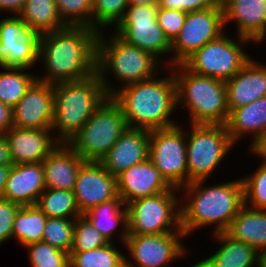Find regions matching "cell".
I'll use <instances>...</instances> for the list:
<instances>
[{
  "instance_id": "cell-1",
  "label": "cell",
  "mask_w": 266,
  "mask_h": 267,
  "mask_svg": "<svg viewBox=\"0 0 266 267\" xmlns=\"http://www.w3.org/2000/svg\"><path fill=\"white\" fill-rule=\"evenodd\" d=\"M98 34L84 26L40 34L38 60L45 74L36 76L37 80L56 84L83 80L96 73Z\"/></svg>"
},
{
  "instance_id": "cell-2",
  "label": "cell",
  "mask_w": 266,
  "mask_h": 267,
  "mask_svg": "<svg viewBox=\"0 0 266 267\" xmlns=\"http://www.w3.org/2000/svg\"><path fill=\"white\" fill-rule=\"evenodd\" d=\"M205 182L192 181L179 191L186 196H181L185 200L180 202L181 229L185 236L212 224L215 226L212 234L226 232L244 206L241 178L214 186H206Z\"/></svg>"
},
{
  "instance_id": "cell-3",
  "label": "cell",
  "mask_w": 266,
  "mask_h": 267,
  "mask_svg": "<svg viewBox=\"0 0 266 267\" xmlns=\"http://www.w3.org/2000/svg\"><path fill=\"white\" fill-rule=\"evenodd\" d=\"M167 76L132 83L111 96L121 107L128 128L155 129L177 125L170 119L177 107L176 82L170 67H165ZM175 121V122H174Z\"/></svg>"
},
{
  "instance_id": "cell-4",
  "label": "cell",
  "mask_w": 266,
  "mask_h": 267,
  "mask_svg": "<svg viewBox=\"0 0 266 267\" xmlns=\"http://www.w3.org/2000/svg\"><path fill=\"white\" fill-rule=\"evenodd\" d=\"M103 35L105 34L102 30L97 37L96 72L108 96H112L118 87L122 88L159 75L157 70L162 72L161 68L166 67L161 66V61L152 53L128 44L115 33L109 35V39L107 35ZM111 75L115 76L116 82H121V86L115 87L108 82Z\"/></svg>"
},
{
  "instance_id": "cell-5",
  "label": "cell",
  "mask_w": 266,
  "mask_h": 267,
  "mask_svg": "<svg viewBox=\"0 0 266 267\" xmlns=\"http://www.w3.org/2000/svg\"><path fill=\"white\" fill-rule=\"evenodd\" d=\"M54 110L51 130L60 143L68 144L108 97L99 75L53 84ZM58 137V138H57Z\"/></svg>"
},
{
  "instance_id": "cell-6",
  "label": "cell",
  "mask_w": 266,
  "mask_h": 267,
  "mask_svg": "<svg viewBox=\"0 0 266 267\" xmlns=\"http://www.w3.org/2000/svg\"><path fill=\"white\" fill-rule=\"evenodd\" d=\"M170 68L176 82L177 108L188 110L190 124L225 125L229 115L225 82L196 74L184 64Z\"/></svg>"
},
{
  "instance_id": "cell-7",
  "label": "cell",
  "mask_w": 266,
  "mask_h": 267,
  "mask_svg": "<svg viewBox=\"0 0 266 267\" xmlns=\"http://www.w3.org/2000/svg\"><path fill=\"white\" fill-rule=\"evenodd\" d=\"M127 128L120 105L108 96L68 145L84 161L99 162Z\"/></svg>"
},
{
  "instance_id": "cell-8",
  "label": "cell",
  "mask_w": 266,
  "mask_h": 267,
  "mask_svg": "<svg viewBox=\"0 0 266 267\" xmlns=\"http://www.w3.org/2000/svg\"><path fill=\"white\" fill-rule=\"evenodd\" d=\"M186 131L188 184L208 180L235 146L225 125L189 124Z\"/></svg>"
},
{
  "instance_id": "cell-9",
  "label": "cell",
  "mask_w": 266,
  "mask_h": 267,
  "mask_svg": "<svg viewBox=\"0 0 266 267\" xmlns=\"http://www.w3.org/2000/svg\"><path fill=\"white\" fill-rule=\"evenodd\" d=\"M177 188L126 204L128 234L173 233L181 229V195Z\"/></svg>"
},
{
  "instance_id": "cell-10",
  "label": "cell",
  "mask_w": 266,
  "mask_h": 267,
  "mask_svg": "<svg viewBox=\"0 0 266 267\" xmlns=\"http://www.w3.org/2000/svg\"><path fill=\"white\" fill-rule=\"evenodd\" d=\"M223 33L193 55L183 64L192 72L221 81L230 80L251 57L244 50L250 39L238 36V41Z\"/></svg>"
},
{
  "instance_id": "cell-11",
  "label": "cell",
  "mask_w": 266,
  "mask_h": 267,
  "mask_svg": "<svg viewBox=\"0 0 266 267\" xmlns=\"http://www.w3.org/2000/svg\"><path fill=\"white\" fill-rule=\"evenodd\" d=\"M157 10L158 5H129L123 19L114 27V33L165 64L166 59L162 58L171 54V42L157 22Z\"/></svg>"
},
{
  "instance_id": "cell-12",
  "label": "cell",
  "mask_w": 266,
  "mask_h": 267,
  "mask_svg": "<svg viewBox=\"0 0 266 267\" xmlns=\"http://www.w3.org/2000/svg\"><path fill=\"white\" fill-rule=\"evenodd\" d=\"M149 159L171 187L188 185L186 131L180 124L150 131Z\"/></svg>"
},
{
  "instance_id": "cell-13",
  "label": "cell",
  "mask_w": 266,
  "mask_h": 267,
  "mask_svg": "<svg viewBox=\"0 0 266 267\" xmlns=\"http://www.w3.org/2000/svg\"><path fill=\"white\" fill-rule=\"evenodd\" d=\"M224 28L226 27L221 2L208 9L188 12L179 35L171 43L172 57L167 58L166 66L183 64L205 44L222 35Z\"/></svg>"
},
{
  "instance_id": "cell-14",
  "label": "cell",
  "mask_w": 266,
  "mask_h": 267,
  "mask_svg": "<svg viewBox=\"0 0 266 267\" xmlns=\"http://www.w3.org/2000/svg\"><path fill=\"white\" fill-rule=\"evenodd\" d=\"M182 238H186L182 229L164 234H128L124 246L133 261L125 256V267H166L188 253Z\"/></svg>"
},
{
  "instance_id": "cell-15",
  "label": "cell",
  "mask_w": 266,
  "mask_h": 267,
  "mask_svg": "<svg viewBox=\"0 0 266 267\" xmlns=\"http://www.w3.org/2000/svg\"><path fill=\"white\" fill-rule=\"evenodd\" d=\"M40 34L18 15L0 20V67L30 69L38 61Z\"/></svg>"
},
{
  "instance_id": "cell-16",
  "label": "cell",
  "mask_w": 266,
  "mask_h": 267,
  "mask_svg": "<svg viewBox=\"0 0 266 267\" xmlns=\"http://www.w3.org/2000/svg\"><path fill=\"white\" fill-rule=\"evenodd\" d=\"M72 191L82 215L118 196L116 177L95 161H85L80 166Z\"/></svg>"
},
{
  "instance_id": "cell-17",
  "label": "cell",
  "mask_w": 266,
  "mask_h": 267,
  "mask_svg": "<svg viewBox=\"0 0 266 267\" xmlns=\"http://www.w3.org/2000/svg\"><path fill=\"white\" fill-rule=\"evenodd\" d=\"M54 110L53 84L35 80L12 108L13 126L51 129Z\"/></svg>"
},
{
  "instance_id": "cell-18",
  "label": "cell",
  "mask_w": 266,
  "mask_h": 267,
  "mask_svg": "<svg viewBox=\"0 0 266 267\" xmlns=\"http://www.w3.org/2000/svg\"><path fill=\"white\" fill-rule=\"evenodd\" d=\"M53 134L51 129H29L15 126L5 132L4 136L8 141L13 165L42 163L60 144Z\"/></svg>"
},
{
  "instance_id": "cell-19",
  "label": "cell",
  "mask_w": 266,
  "mask_h": 267,
  "mask_svg": "<svg viewBox=\"0 0 266 267\" xmlns=\"http://www.w3.org/2000/svg\"><path fill=\"white\" fill-rule=\"evenodd\" d=\"M116 183L118 195L125 205L172 188L149 158L122 171L116 176Z\"/></svg>"
},
{
  "instance_id": "cell-20",
  "label": "cell",
  "mask_w": 266,
  "mask_h": 267,
  "mask_svg": "<svg viewBox=\"0 0 266 267\" xmlns=\"http://www.w3.org/2000/svg\"><path fill=\"white\" fill-rule=\"evenodd\" d=\"M149 140V130L127 128L99 162L116 177L122 171L149 158Z\"/></svg>"
},
{
  "instance_id": "cell-21",
  "label": "cell",
  "mask_w": 266,
  "mask_h": 267,
  "mask_svg": "<svg viewBox=\"0 0 266 267\" xmlns=\"http://www.w3.org/2000/svg\"><path fill=\"white\" fill-rule=\"evenodd\" d=\"M225 86L229 112L265 97L266 65L251 58Z\"/></svg>"
},
{
  "instance_id": "cell-22",
  "label": "cell",
  "mask_w": 266,
  "mask_h": 267,
  "mask_svg": "<svg viewBox=\"0 0 266 267\" xmlns=\"http://www.w3.org/2000/svg\"><path fill=\"white\" fill-rule=\"evenodd\" d=\"M44 190L42 163L14 164L5 184L3 199L20 206L36 205Z\"/></svg>"
},
{
  "instance_id": "cell-23",
  "label": "cell",
  "mask_w": 266,
  "mask_h": 267,
  "mask_svg": "<svg viewBox=\"0 0 266 267\" xmlns=\"http://www.w3.org/2000/svg\"><path fill=\"white\" fill-rule=\"evenodd\" d=\"M224 10V26L234 21L237 37L253 43L264 41L266 0H221Z\"/></svg>"
},
{
  "instance_id": "cell-24",
  "label": "cell",
  "mask_w": 266,
  "mask_h": 267,
  "mask_svg": "<svg viewBox=\"0 0 266 267\" xmlns=\"http://www.w3.org/2000/svg\"><path fill=\"white\" fill-rule=\"evenodd\" d=\"M85 161L66 143H60L42 162L45 189L72 191Z\"/></svg>"
},
{
  "instance_id": "cell-25",
  "label": "cell",
  "mask_w": 266,
  "mask_h": 267,
  "mask_svg": "<svg viewBox=\"0 0 266 267\" xmlns=\"http://www.w3.org/2000/svg\"><path fill=\"white\" fill-rule=\"evenodd\" d=\"M227 132L234 144L251 134L253 143L266 132V96L232 109L225 123Z\"/></svg>"
},
{
  "instance_id": "cell-26",
  "label": "cell",
  "mask_w": 266,
  "mask_h": 267,
  "mask_svg": "<svg viewBox=\"0 0 266 267\" xmlns=\"http://www.w3.org/2000/svg\"><path fill=\"white\" fill-rule=\"evenodd\" d=\"M219 249L198 263L202 267H256L258 251L252 246L233 239L226 232L213 234Z\"/></svg>"
},
{
  "instance_id": "cell-27",
  "label": "cell",
  "mask_w": 266,
  "mask_h": 267,
  "mask_svg": "<svg viewBox=\"0 0 266 267\" xmlns=\"http://www.w3.org/2000/svg\"><path fill=\"white\" fill-rule=\"evenodd\" d=\"M83 216L108 240V242L113 241V236L116 233L117 227H122V232H119L121 235H119L118 238H121L124 245L128 237V222L126 205L121 196L118 195L110 201L95 206L84 213Z\"/></svg>"
},
{
  "instance_id": "cell-28",
  "label": "cell",
  "mask_w": 266,
  "mask_h": 267,
  "mask_svg": "<svg viewBox=\"0 0 266 267\" xmlns=\"http://www.w3.org/2000/svg\"><path fill=\"white\" fill-rule=\"evenodd\" d=\"M226 233L257 251L266 248V210L251 209L244 205L233 218Z\"/></svg>"
},
{
  "instance_id": "cell-29",
  "label": "cell",
  "mask_w": 266,
  "mask_h": 267,
  "mask_svg": "<svg viewBox=\"0 0 266 267\" xmlns=\"http://www.w3.org/2000/svg\"><path fill=\"white\" fill-rule=\"evenodd\" d=\"M18 16L39 34L66 27L57 12L55 0H26Z\"/></svg>"
},
{
  "instance_id": "cell-30",
  "label": "cell",
  "mask_w": 266,
  "mask_h": 267,
  "mask_svg": "<svg viewBox=\"0 0 266 267\" xmlns=\"http://www.w3.org/2000/svg\"><path fill=\"white\" fill-rule=\"evenodd\" d=\"M46 221V214L37 205L20 206L14 219L12 237L23 247L42 241Z\"/></svg>"
},
{
  "instance_id": "cell-31",
  "label": "cell",
  "mask_w": 266,
  "mask_h": 267,
  "mask_svg": "<svg viewBox=\"0 0 266 267\" xmlns=\"http://www.w3.org/2000/svg\"><path fill=\"white\" fill-rule=\"evenodd\" d=\"M38 208L52 218H77L80 213L73 191L45 189L36 203Z\"/></svg>"
},
{
  "instance_id": "cell-32",
  "label": "cell",
  "mask_w": 266,
  "mask_h": 267,
  "mask_svg": "<svg viewBox=\"0 0 266 267\" xmlns=\"http://www.w3.org/2000/svg\"><path fill=\"white\" fill-rule=\"evenodd\" d=\"M0 68L5 70L0 72V101L13 108L37 79V75L27 73L28 69L24 68Z\"/></svg>"
},
{
  "instance_id": "cell-33",
  "label": "cell",
  "mask_w": 266,
  "mask_h": 267,
  "mask_svg": "<svg viewBox=\"0 0 266 267\" xmlns=\"http://www.w3.org/2000/svg\"><path fill=\"white\" fill-rule=\"evenodd\" d=\"M114 242L103 247L69 253L70 267H125V253L118 250Z\"/></svg>"
},
{
  "instance_id": "cell-34",
  "label": "cell",
  "mask_w": 266,
  "mask_h": 267,
  "mask_svg": "<svg viewBox=\"0 0 266 267\" xmlns=\"http://www.w3.org/2000/svg\"><path fill=\"white\" fill-rule=\"evenodd\" d=\"M57 12L66 26L92 29L93 0H55Z\"/></svg>"
},
{
  "instance_id": "cell-35",
  "label": "cell",
  "mask_w": 266,
  "mask_h": 267,
  "mask_svg": "<svg viewBox=\"0 0 266 267\" xmlns=\"http://www.w3.org/2000/svg\"><path fill=\"white\" fill-rule=\"evenodd\" d=\"M128 6L129 0H93L92 29L101 32L104 27H116Z\"/></svg>"
},
{
  "instance_id": "cell-36",
  "label": "cell",
  "mask_w": 266,
  "mask_h": 267,
  "mask_svg": "<svg viewBox=\"0 0 266 267\" xmlns=\"http://www.w3.org/2000/svg\"><path fill=\"white\" fill-rule=\"evenodd\" d=\"M76 218L47 217L42 241L70 253Z\"/></svg>"
},
{
  "instance_id": "cell-37",
  "label": "cell",
  "mask_w": 266,
  "mask_h": 267,
  "mask_svg": "<svg viewBox=\"0 0 266 267\" xmlns=\"http://www.w3.org/2000/svg\"><path fill=\"white\" fill-rule=\"evenodd\" d=\"M241 180L244 205L251 209L266 210V163L262 162L255 172L242 177Z\"/></svg>"
},
{
  "instance_id": "cell-38",
  "label": "cell",
  "mask_w": 266,
  "mask_h": 267,
  "mask_svg": "<svg viewBox=\"0 0 266 267\" xmlns=\"http://www.w3.org/2000/svg\"><path fill=\"white\" fill-rule=\"evenodd\" d=\"M24 248L28 251L32 267H70L69 253L57 249L47 242H34Z\"/></svg>"
},
{
  "instance_id": "cell-39",
  "label": "cell",
  "mask_w": 266,
  "mask_h": 267,
  "mask_svg": "<svg viewBox=\"0 0 266 267\" xmlns=\"http://www.w3.org/2000/svg\"><path fill=\"white\" fill-rule=\"evenodd\" d=\"M108 243V240L83 215L75 219L73 243L70 252L94 250Z\"/></svg>"
},
{
  "instance_id": "cell-40",
  "label": "cell",
  "mask_w": 266,
  "mask_h": 267,
  "mask_svg": "<svg viewBox=\"0 0 266 267\" xmlns=\"http://www.w3.org/2000/svg\"><path fill=\"white\" fill-rule=\"evenodd\" d=\"M186 15L187 12L182 10L158 7L157 22L171 43L179 35L180 30L185 23Z\"/></svg>"
},
{
  "instance_id": "cell-41",
  "label": "cell",
  "mask_w": 266,
  "mask_h": 267,
  "mask_svg": "<svg viewBox=\"0 0 266 267\" xmlns=\"http://www.w3.org/2000/svg\"><path fill=\"white\" fill-rule=\"evenodd\" d=\"M20 205L6 199H0V246L12 239L13 223Z\"/></svg>"
},
{
  "instance_id": "cell-42",
  "label": "cell",
  "mask_w": 266,
  "mask_h": 267,
  "mask_svg": "<svg viewBox=\"0 0 266 267\" xmlns=\"http://www.w3.org/2000/svg\"><path fill=\"white\" fill-rule=\"evenodd\" d=\"M220 2L221 0H158V7L182 10L188 13L208 9Z\"/></svg>"
},
{
  "instance_id": "cell-43",
  "label": "cell",
  "mask_w": 266,
  "mask_h": 267,
  "mask_svg": "<svg viewBox=\"0 0 266 267\" xmlns=\"http://www.w3.org/2000/svg\"><path fill=\"white\" fill-rule=\"evenodd\" d=\"M13 127L12 108L0 101V134Z\"/></svg>"
},
{
  "instance_id": "cell-44",
  "label": "cell",
  "mask_w": 266,
  "mask_h": 267,
  "mask_svg": "<svg viewBox=\"0 0 266 267\" xmlns=\"http://www.w3.org/2000/svg\"><path fill=\"white\" fill-rule=\"evenodd\" d=\"M249 150L253 155L259 156L266 163V132L259 136L253 143H250Z\"/></svg>"
},
{
  "instance_id": "cell-45",
  "label": "cell",
  "mask_w": 266,
  "mask_h": 267,
  "mask_svg": "<svg viewBox=\"0 0 266 267\" xmlns=\"http://www.w3.org/2000/svg\"><path fill=\"white\" fill-rule=\"evenodd\" d=\"M26 0H0V11L19 15L24 8Z\"/></svg>"
},
{
  "instance_id": "cell-46",
  "label": "cell",
  "mask_w": 266,
  "mask_h": 267,
  "mask_svg": "<svg viewBox=\"0 0 266 267\" xmlns=\"http://www.w3.org/2000/svg\"><path fill=\"white\" fill-rule=\"evenodd\" d=\"M6 164H13L9 145L4 134H0V166Z\"/></svg>"
},
{
  "instance_id": "cell-47",
  "label": "cell",
  "mask_w": 266,
  "mask_h": 267,
  "mask_svg": "<svg viewBox=\"0 0 266 267\" xmlns=\"http://www.w3.org/2000/svg\"><path fill=\"white\" fill-rule=\"evenodd\" d=\"M12 165L13 164H6L0 166V199H3L5 184Z\"/></svg>"
},
{
  "instance_id": "cell-48",
  "label": "cell",
  "mask_w": 266,
  "mask_h": 267,
  "mask_svg": "<svg viewBox=\"0 0 266 267\" xmlns=\"http://www.w3.org/2000/svg\"><path fill=\"white\" fill-rule=\"evenodd\" d=\"M257 267H266V248L258 251Z\"/></svg>"
},
{
  "instance_id": "cell-49",
  "label": "cell",
  "mask_w": 266,
  "mask_h": 267,
  "mask_svg": "<svg viewBox=\"0 0 266 267\" xmlns=\"http://www.w3.org/2000/svg\"><path fill=\"white\" fill-rule=\"evenodd\" d=\"M129 5H158V0H129Z\"/></svg>"
},
{
  "instance_id": "cell-50",
  "label": "cell",
  "mask_w": 266,
  "mask_h": 267,
  "mask_svg": "<svg viewBox=\"0 0 266 267\" xmlns=\"http://www.w3.org/2000/svg\"><path fill=\"white\" fill-rule=\"evenodd\" d=\"M266 39V5H265V21H264V40Z\"/></svg>"
},
{
  "instance_id": "cell-51",
  "label": "cell",
  "mask_w": 266,
  "mask_h": 267,
  "mask_svg": "<svg viewBox=\"0 0 266 267\" xmlns=\"http://www.w3.org/2000/svg\"><path fill=\"white\" fill-rule=\"evenodd\" d=\"M191 267H202L198 262L196 264L191 265Z\"/></svg>"
}]
</instances>
